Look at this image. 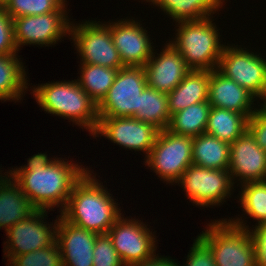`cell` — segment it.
I'll use <instances>...</instances> for the list:
<instances>
[{"label": "cell", "mask_w": 266, "mask_h": 266, "mask_svg": "<svg viewBox=\"0 0 266 266\" xmlns=\"http://www.w3.org/2000/svg\"><path fill=\"white\" fill-rule=\"evenodd\" d=\"M47 155L34 154L28 158L26 166L12 168L7 173L37 210L50 211L54 207H60L61 212L74 185L89 168L85 169L82 164L79 166L72 161H65V158H50Z\"/></svg>", "instance_id": "6da1fadb"}, {"label": "cell", "mask_w": 266, "mask_h": 266, "mask_svg": "<svg viewBox=\"0 0 266 266\" xmlns=\"http://www.w3.org/2000/svg\"><path fill=\"white\" fill-rule=\"evenodd\" d=\"M87 170L74 185L61 216L68 222L97 234H107L122 215L112 194Z\"/></svg>", "instance_id": "7a4b0ae2"}, {"label": "cell", "mask_w": 266, "mask_h": 266, "mask_svg": "<svg viewBox=\"0 0 266 266\" xmlns=\"http://www.w3.org/2000/svg\"><path fill=\"white\" fill-rule=\"evenodd\" d=\"M30 88H33L31 93L44 112L70 120L88 130L91 136L97 130L98 105L77 80L54 81Z\"/></svg>", "instance_id": "3957f363"}, {"label": "cell", "mask_w": 266, "mask_h": 266, "mask_svg": "<svg viewBox=\"0 0 266 266\" xmlns=\"http://www.w3.org/2000/svg\"><path fill=\"white\" fill-rule=\"evenodd\" d=\"M212 16L176 24L175 38L169 43L182 55L191 70L217 69L223 48L219 29Z\"/></svg>", "instance_id": "277c9868"}, {"label": "cell", "mask_w": 266, "mask_h": 266, "mask_svg": "<svg viewBox=\"0 0 266 266\" xmlns=\"http://www.w3.org/2000/svg\"><path fill=\"white\" fill-rule=\"evenodd\" d=\"M205 228L198 236L212 251L216 266H256L253 239L247 229L227 218L214 219Z\"/></svg>", "instance_id": "5b68a950"}, {"label": "cell", "mask_w": 266, "mask_h": 266, "mask_svg": "<svg viewBox=\"0 0 266 266\" xmlns=\"http://www.w3.org/2000/svg\"><path fill=\"white\" fill-rule=\"evenodd\" d=\"M105 23V24H104ZM86 20L84 23L71 21L70 39H72L80 58V63L121 69L124 66L117 51L108 22Z\"/></svg>", "instance_id": "8992f818"}, {"label": "cell", "mask_w": 266, "mask_h": 266, "mask_svg": "<svg viewBox=\"0 0 266 266\" xmlns=\"http://www.w3.org/2000/svg\"><path fill=\"white\" fill-rule=\"evenodd\" d=\"M193 138L161 130L144 163L163 182L176 185L192 163Z\"/></svg>", "instance_id": "52a82bcc"}, {"label": "cell", "mask_w": 266, "mask_h": 266, "mask_svg": "<svg viewBox=\"0 0 266 266\" xmlns=\"http://www.w3.org/2000/svg\"><path fill=\"white\" fill-rule=\"evenodd\" d=\"M228 45L223 48L217 70L266 103V59L240 45Z\"/></svg>", "instance_id": "ba28073f"}, {"label": "cell", "mask_w": 266, "mask_h": 266, "mask_svg": "<svg viewBox=\"0 0 266 266\" xmlns=\"http://www.w3.org/2000/svg\"><path fill=\"white\" fill-rule=\"evenodd\" d=\"M147 86L144 67L119 69L108 93L98 104L99 118L134 117L139 108V96Z\"/></svg>", "instance_id": "9c48e42d"}, {"label": "cell", "mask_w": 266, "mask_h": 266, "mask_svg": "<svg viewBox=\"0 0 266 266\" xmlns=\"http://www.w3.org/2000/svg\"><path fill=\"white\" fill-rule=\"evenodd\" d=\"M176 184H181L192 203L203 208L220 206L231 197L235 188L228 170L208 169L194 164L184 171Z\"/></svg>", "instance_id": "30bf717a"}, {"label": "cell", "mask_w": 266, "mask_h": 266, "mask_svg": "<svg viewBox=\"0 0 266 266\" xmlns=\"http://www.w3.org/2000/svg\"><path fill=\"white\" fill-rule=\"evenodd\" d=\"M147 226L135 217L127 219L121 215L110 227L107 235L125 266L151 259L156 254L157 238Z\"/></svg>", "instance_id": "8fae6325"}, {"label": "cell", "mask_w": 266, "mask_h": 266, "mask_svg": "<svg viewBox=\"0 0 266 266\" xmlns=\"http://www.w3.org/2000/svg\"><path fill=\"white\" fill-rule=\"evenodd\" d=\"M68 12H50L13 18L14 40L18 52L23 45H54L70 34Z\"/></svg>", "instance_id": "7c38bea8"}, {"label": "cell", "mask_w": 266, "mask_h": 266, "mask_svg": "<svg viewBox=\"0 0 266 266\" xmlns=\"http://www.w3.org/2000/svg\"><path fill=\"white\" fill-rule=\"evenodd\" d=\"M47 210H36L28 218L19 221L6 231L4 255L9 262L14 256L49 247L56 241L58 217L54 224L44 222ZM53 225V226H52Z\"/></svg>", "instance_id": "4fadbf2b"}, {"label": "cell", "mask_w": 266, "mask_h": 266, "mask_svg": "<svg viewBox=\"0 0 266 266\" xmlns=\"http://www.w3.org/2000/svg\"><path fill=\"white\" fill-rule=\"evenodd\" d=\"M161 130L134 117L99 118L93 138L100 135L126 150L142 151L145 159L150 153Z\"/></svg>", "instance_id": "5bb4252c"}, {"label": "cell", "mask_w": 266, "mask_h": 266, "mask_svg": "<svg viewBox=\"0 0 266 266\" xmlns=\"http://www.w3.org/2000/svg\"><path fill=\"white\" fill-rule=\"evenodd\" d=\"M108 22L114 45L124 66L144 67L155 50L146 28L135 21L134 17Z\"/></svg>", "instance_id": "9a60e30c"}, {"label": "cell", "mask_w": 266, "mask_h": 266, "mask_svg": "<svg viewBox=\"0 0 266 266\" xmlns=\"http://www.w3.org/2000/svg\"><path fill=\"white\" fill-rule=\"evenodd\" d=\"M228 171L234 184L266 180V151L248 131L230 144Z\"/></svg>", "instance_id": "2e32d148"}, {"label": "cell", "mask_w": 266, "mask_h": 266, "mask_svg": "<svg viewBox=\"0 0 266 266\" xmlns=\"http://www.w3.org/2000/svg\"><path fill=\"white\" fill-rule=\"evenodd\" d=\"M160 54L154 52L144 66L147 85L162 93H170L191 71L182 55L168 42Z\"/></svg>", "instance_id": "e0dca14e"}, {"label": "cell", "mask_w": 266, "mask_h": 266, "mask_svg": "<svg viewBox=\"0 0 266 266\" xmlns=\"http://www.w3.org/2000/svg\"><path fill=\"white\" fill-rule=\"evenodd\" d=\"M58 216L56 242L63 266H93V249L99 234L78 227Z\"/></svg>", "instance_id": "ac0fdd59"}, {"label": "cell", "mask_w": 266, "mask_h": 266, "mask_svg": "<svg viewBox=\"0 0 266 266\" xmlns=\"http://www.w3.org/2000/svg\"><path fill=\"white\" fill-rule=\"evenodd\" d=\"M256 99L251 92L225 77L217 69L210 71L208 102L211 107L235 111L249 119L257 110L252 106Z\"/></svg>", "instance_id": "d6986e66"}, {"label": "cell", "mask_w": 266, "mask_h": 266, "mask_svg": "<svg viewBox=\"0 0 266 266\" xmlns=\"http://www.w3.org/2000/svg\"><path fill=\"white\" fill-rule=\"evenodd\" d=\"M0 175V229L7 231L19 221H23L37 209L21 191L20 186L5 172Z\"/></svg>", "instance_id": "ffe728a7"}, {"label": "cell", "mask_w": 266, "mask_h": 266, "mask_svg": "<svg viewBox=\"0 0 266 266\" xmlns=\"http://www.w3.org/2000/svg\"><path fill=\"white\" fill-rule=\"evenodd\" d=\"M210 71L191 70L170 93L167 94L170 115L192 104L208 101Z\"/></svg>", "instance_id": "44dd1931"}, {"label": "cell", "mask_w": 266, "mask_h": 266, "mask_svg": "<svg viewBox=\"0 0 266 266\" xmlns=\"http://www.w3.org/2000/svg\"><path fill=\"white\" fill-rule=\"evenodd\" d=\"M192 163L208 169L229 170L230 144L203 133L193 138Z\"/></svg>", "instance_id": "7402d4cb"}, {"label": "cell", "mask_w": 266, "mask_h": 266, "mask_svg": "<svg viewBox=\"0 0 266 266\" xmlns=\"http://www.w3.org/2000/svg\"><path fill=\"white\" fill-rule=\"evenodd\" d=\"M17 55H0V100L4 102L21 101L29 86L26 67Z\"/></svg>", "instance_id": "603a6c76"}, {"label": "cell", "mask_w": 266, "mask_h": 266, "mask_svg": "<svg viewBox=\"0 0 266 266\" xmlns=\"http://www.w3.org/2000/svg\"><path fill=\"white\" fill-rule=\"evenodd\" d=\"M225 0H155L164 14L173 19V22L200 20L220 11Z\"/></svg>", "instance_id": "cb8c5ba5"}, {"label": "cell", "mask_w": 266, "mask_h": 266, "mask_svg": "<svg viewBox=\"0 0 266 266\" xmlns=\"http://www.w3.org/2000/svg\"><path fill=\"white\" fill-rule=\"evenodd\" d=\"M247 122L244 114L211 107L205 133L231 144L247 131Z\"/></svg>", "instance_id": "d4e9b609"}, {"label": "cell", "mask_w": 266, "mask_h": 266, "mask_svg": "<svg viewBox=\"0 0 266 266\" xmlns=\"http://www.w3.org/2000/svg\"><path fill=\"white\" fill-rule=\"evenodd\" d=\"M211 106L208 101L192 104L171 115L167 130L188 137L205 133Z\"/></svg>", "instance_id": "484cf974"}, {"label": "cell", "mask_w": 266, "mask_h": 266, "mask_svg": "<svg viewBox=\"0 0 266 266\" xmlns=\"http://www.w3.org/2000/svg\"><path fill=\"white\" fill-rule=\"evenodd\" d=\"M134 118L160 130L167 129L171 118L167 94L147 86L139 96V108Z\"/></svg>", "instance_id": "4316f807"}, {"label": "cell", "mask_w": 266, "mask_h": 266, "mask_svg": "<svg viewBox=\"0 0 266 266\" xmlns=\"http://www.w3.org/2000/svg\"><path fill=\"white\" fill-rule=\"evenodd\" d=\"M80 65V76L76 80L98 105L112 86L118 69L86 63Z\"/></svg>", "instance_id": "83f0119b"}, {"label": "cell", "mask_w": 266, "mask_h": 266, "mask_svg": "<svg viewBox=\"0 0 266 266\" xmlns=\"http://www.w3.org/2000/svg\"><path fill=\"white\" fill-rule=\"evenodd\" d=\"M239 201L242 211L255 220L266 223V180L241 184Z\"/></svg>", "instance_id": "f1b7e54d"}, {"label": "cell", "mask_w": 266, "mask_h": 266, "mask_svg": "<svg viewBox=\"0 0 266 266\" xmlns=\"http://www.w3.org/2000/svg\"><path fill=\"white\" fill-rule=\"evenodd\" d=\"M66 2V0H10L5 9L13 19L50 12H67Z\"/></svg>", "instance_id": "f546056e"}, {"label": "cell", "mask_w": 266, "mask_h": 266, "mask_svg": "<svg viewBox=\"0 0 266 266\" xmlns=\"http://www.w3.org/2000/svg\"><path fill=\"white\" fill-rule=\"evenodd\" d=\"M8 266H63L59 245L55 241L51 246L14 256Z\"/></svg>", "instance_id": "4dcf8cb0"}, {"label": "cell", "mask_w": 266, "mask_h": 266, "mask_svg": "<svg viewBox=\"0 0 266 266\" xmlns=\"http://www.w3.org/2000/svg\"><path fill=\"white\" fill-rule=\"evenodd\" d=\"M93 256V266H125L107 234L97 236Z\"/></svg>", "instance_id": "1f68e13d"}, {"label": "cell", "mask_w": 266, "mask_h": 266, "mask_svg": "<svg viewBox=\"0 0 266 266\" xmlns=\"http://www.w3.org/2000/svg\"><path fill=\"white\" fill-rule=\"evenodd\" d=\"M240 218L236 217L230 219L229 217L227 220L231 224L242 229H247L250 232L255 248V265L266 266V223L255 225L250 229L249 225H246L244 219L242 220L243 217Z\"/></svg>", "instance_id": "d6a6232c"}, {"label": "cell", "mask_w": 266, "mask_h": 266, "mask_svg": "<svg viewBox=\"0 0 266 266\" xmlns=\"http://www.w3.org/2000/svg\"><path fill=\"white\" fill-rule=\"evenodd\" d=\"M18 49L14 40L13 19L0 7V55L17 54Z\"/></svg>", "instance_id": "836d02e7"}, {"label": "cell", "mask_w": 266, "mask_h": 266, "mask_svg": "<svg viewBox=\"0 0 266 266\" xmlns=\"http://www.w3.org/2000/svg\"><path fill=\"white\" fill-rule=\"evenodd\" d=\"M186 260L183 266H216L212 251L199 236L194 239Z\"/></svg>", "instance_id": "e575fe53"}, {"label": "cell", "mask_w": 266, "mask_h": 266, "mask_svg": "<svg viewBox=\"0 0 266 266\" xmlns=\"http://www.w3.org/2000/svg\"><path fill=\"white\" fill-rule=\"evenodd\" d=\"M258 106L259 108L248 119L247 131L255 139L257 144L266 151V103Z\"/></svg>", "instance_id": "d590c367"}, {"label": "cell", "mask_w": 266, "mask_h": 266, "mask_svg": "<svg viewBox=\"0 0 266 266\" xmlns=\"http://www.w3.org/2000/svg\"><path fill=\"white\" fill-rule=\"evenodd\" d=\"M172 257L168 256H158V254H155L151 259L139 262V263H133L129 266H179L178 262H175V259H170Z\"/></svg>", "instance_id": "8d00e7d4"}, {"label": "cell", "mask_w": 266, "mask_h": 266, "mask_svg": "<svg viewBox=\"0 0 266 266\" xmlns=\"http://www.w3.org/2000/svg\"><path fill=\"white\" fill-rule=\"evenodd\" d=\"M10 0H0V7H5V5L9 2Z\"/></svg>", "instance_id": "74e56055"}, {"label": "cell", "mask_w": 266, "mask_h": 266, "mask_svg": "<svg viewBox=\"0 0 266 266\" xmlns=\"http://www.w3.org/2000/svg\"><path fill=\"white\" fill-rule=\"evenodd\" d=\"M142 1H143V0H142ZM144 1H146V2H152V3H150V4H153L155 0H144Z\"/></svg>", "instance_id": "f35d334b"}]
</instances>
